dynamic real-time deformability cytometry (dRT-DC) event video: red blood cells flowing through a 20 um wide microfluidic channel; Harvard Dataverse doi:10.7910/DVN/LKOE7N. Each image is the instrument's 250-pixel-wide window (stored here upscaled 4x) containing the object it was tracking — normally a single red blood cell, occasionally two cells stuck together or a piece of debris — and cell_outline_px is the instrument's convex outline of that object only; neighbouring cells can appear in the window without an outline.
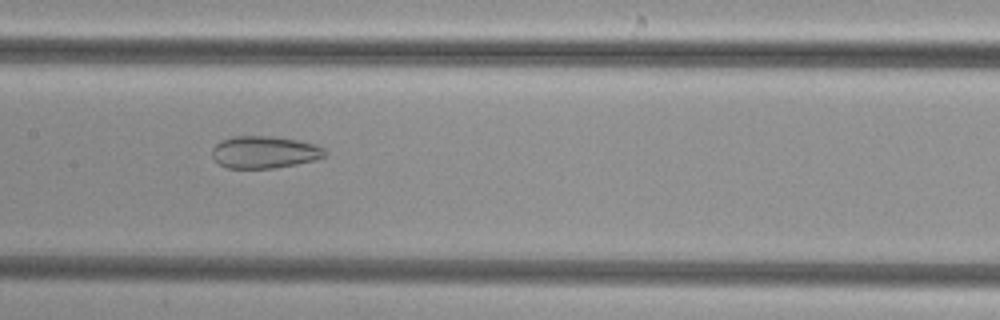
{"species": "common noctule bat (a hibernating species)", "species_latin": "Nyctalus noctula", "temperature_condition": "cold", "stored_images_in_passage": 35, "camera_frame_rate_fps": 3000, "um_per_image_px": 0.085, "animal": {"sex": "female", "body_mass_g": 29.2, "forearm_length_mm": 56.3}, "frame": {"image": 1, "passage_image": 10, "time_ms": 3.0, "image_size_px": [1000, 320], "cell_outline_px": [[324, 156], [316, 160], [276, 168], [228, 168], [220, 164], [212, 156], [212, 148], [220, 140], [232, 136], [272, 136], [300, 140], [316, 144], [324, 148]], "centroid_in_image_um": [22.47, 12.92], "position_along_channel_um": 184.9, "area_um2": 21.27}}
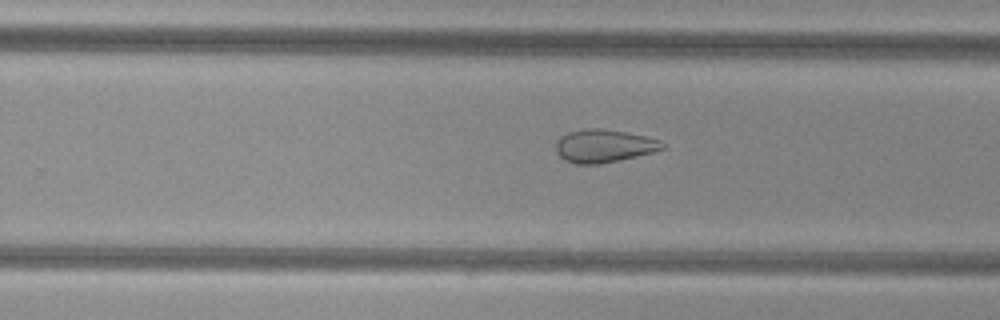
{"frame": {"image": 2, "passage_image": 17, "time_ms": 5.333, "image_size_px": [1000, 320], "cell_outline_px": [[664, 148], [652, 152], [620, 160], [596, 164], [576, 164], [564, 160], [556, 152], [556, 140], [560, 136], [568, 132], [584, 128], [604, 128], [644, 136], [660, 140], [664, 144]], "centroid_in_image_um": [51.28, 12.39], "position_along_channel_um": 278.5, "area_um2": 20.46}}
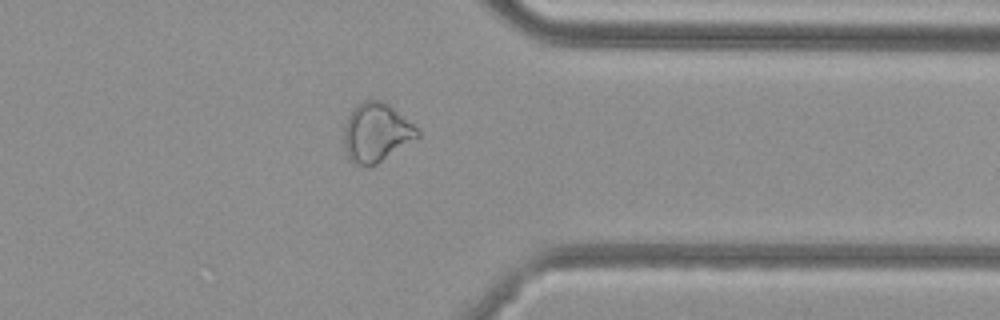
{"frame": {"image": 3, "passage_image": 25, "time_ms": 8.0, "image_size_px": [1000, 320], "cell_outline_px": [[420, 136], [376, 164], [356, 164], [348, 160], [344, 144], [344, 124], [348, 116], [356, 104], [364, 100], [380, 100], [388, 104], [412, 124], [420, 132]], "centroid_in_image_um": [31.95, 11.25], "position_along_channel_um": 379.5, "area_um2": 24.8}}